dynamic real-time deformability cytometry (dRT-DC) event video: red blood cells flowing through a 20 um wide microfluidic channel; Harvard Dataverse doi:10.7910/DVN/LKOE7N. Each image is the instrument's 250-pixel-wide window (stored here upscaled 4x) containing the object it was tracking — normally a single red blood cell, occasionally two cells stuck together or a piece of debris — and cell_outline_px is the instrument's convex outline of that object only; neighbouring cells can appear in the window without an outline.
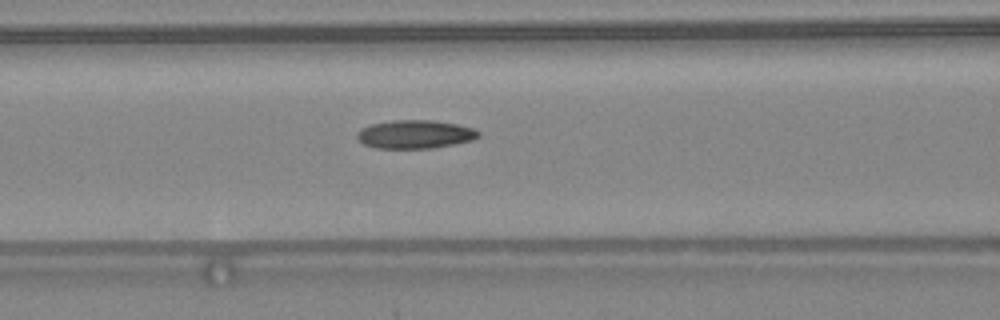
{"species": "common noctule bat (a hibernating species)", "species_latin": "Nyctalus noctula", "temperature_condition": "warm", "stored_images_in_passage": 34, "camera_frame_rate_fps": 3000, "um_per_image_px": 0.085, "animal": {"sex": "female", "body_mass_g": 24.6, "forearm_length_mm": 56.2}, "frame": {"image": 1, "passage_image": 15, "time_ms": 4.667, "image_size_px": [1000, 320], "cell_outline_px": [[480, 136], [472, 140], [432, 148], [376, 148], [364, 144], [356, 136], [360, 128], [372, 124], [392, 120], [432, 120], [456, 124], [472, 128], [480, 132]], "centroid_in_image_um": [35.27, 11.41], "position_along_channel_um": 131.3, "area_um2": 19.94}}